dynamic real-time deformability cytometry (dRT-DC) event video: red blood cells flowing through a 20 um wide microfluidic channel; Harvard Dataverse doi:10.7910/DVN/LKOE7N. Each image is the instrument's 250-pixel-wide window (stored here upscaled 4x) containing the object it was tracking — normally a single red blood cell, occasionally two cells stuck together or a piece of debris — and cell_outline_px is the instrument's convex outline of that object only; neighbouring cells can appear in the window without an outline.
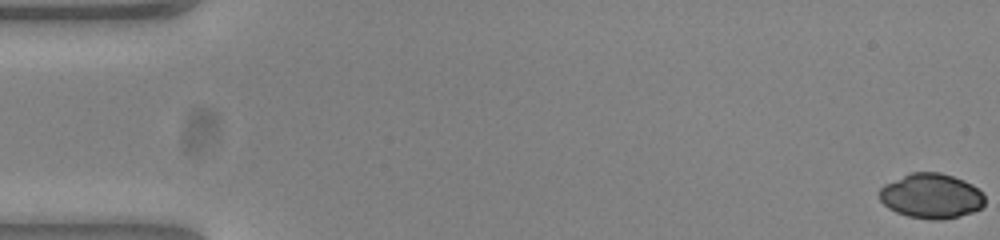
{"species": "common noctule bat (a hibernating species)", "species_latin": "Nyctalus noctula", "temperature_condition": "warm", "stored_images_in_passage": 55, "segment_of_instrument_passage": [1, 2], "camera_frame_rate_fps": 3000, "um_per_image_px": 0.085, "animal": {"sex": "female", "body_mass_g": 23.0, "forearm_length_mm": 53.4}, "frame": {"image": 1, "passage_image": 1, "time_ms": 0.0, "image_size_px": [1000, 240], "cell_outline_px": [[984, 204], [980, 208], [972, 212], [960, 216], [940, 220], [932, 220], [908, 216], [896, 212], [888, 208], [880, 200], [880, 188], [884, 184], [912, 172], [940, 172], [964, 180], [972, 184], [984, 196]], "centroid_in_image_um": [79.15, 16.66], "position_along_channel_um": 5.9, "area_um2": 27.46}}
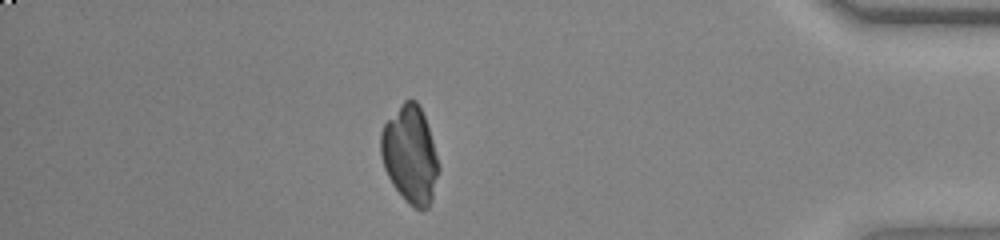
{"frame": {"image": 2, "passage_image": 47, "time_ms": 15.333, "image_size_px": [1000, 240], "cell_outline_px": [[440, 168], [432, 196], [428, 208], [420, 212], [408, 204], [392, 184], [384, 168], [380, 152], [380, 132], [384, 124], [400, 104], [404, 100], [416, 100], [424, 116], [432, 140]], "centroid_in_image_um": [34.84, 13.17], "position_along_channel_um": 400.4, "area_um2": 32.71}}